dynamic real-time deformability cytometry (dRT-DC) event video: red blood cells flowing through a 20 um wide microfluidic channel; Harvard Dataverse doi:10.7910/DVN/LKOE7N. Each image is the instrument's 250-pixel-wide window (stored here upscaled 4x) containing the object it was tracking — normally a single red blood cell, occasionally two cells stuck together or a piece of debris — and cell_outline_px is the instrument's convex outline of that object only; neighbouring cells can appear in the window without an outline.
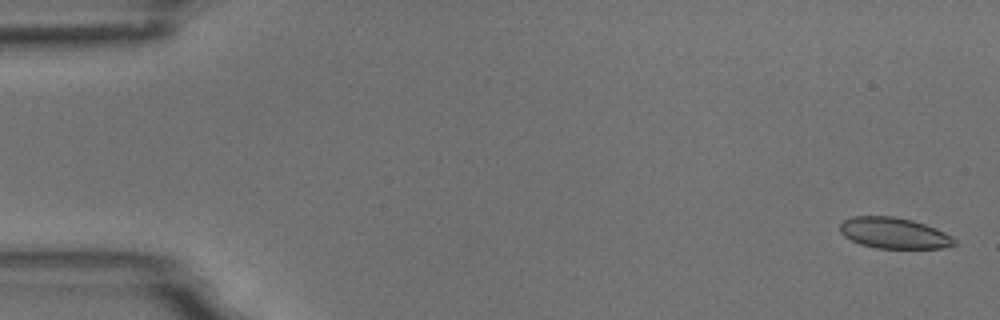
{"species": "common noctule bat (a hibernating species)", "species_latin": "Nyctalus noctula", "temperature_condition": "room temperature", "stored_images_in_passage": 8, "camera_frame_rate_fps": 3000, "um_per_image_px": 0.085, "animal": {"sex": "male", "body_mass_g": 18.8}, "frame": {"image": 1, "passage_image": 1, "time_ms": 0.0, "image_size_px": [1000, 320], "cell_outline_px": [[956, 244], [944, 248], [876, 248], [860, 244], [844, 236], [840, 232], [840, 224], [844, 220], [852, 216], [896, 216], [912, 220], [936, 228], [952, 236], [956, 240]], "centroid_in_image_um": [75.99, 19.81], "position_along_channel_um": 9.0, "area_um2": 20.69}}
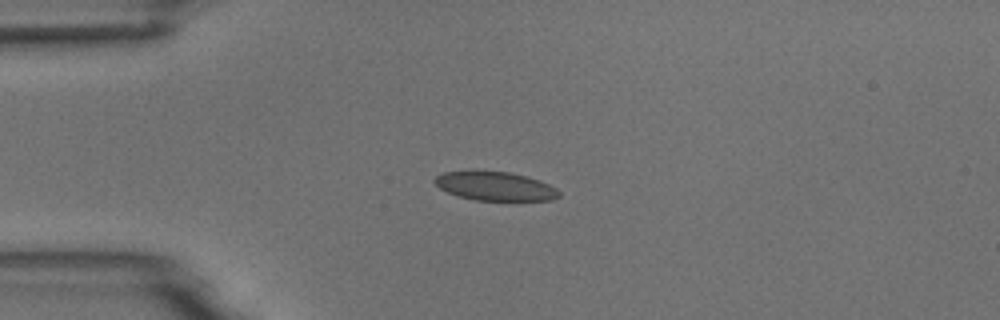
{"frame": {"image": 2, "passage_image": 4, "time_ms": 4.0, "image_size_px": [1000, 320], "cell_outline_px": [[560, 196], [552, 200], [476, 200], [460, 196], [448, 192], [440, 188], [432, 180], [436, 176], [444, 172], [472, 168], [508, 172], [540, 180], [556, 188], [560, 192]], "centroid_in_image_um": [42.04, 15.78], "position_along_channel_um": 43.0, "area_um2": 21.33}}